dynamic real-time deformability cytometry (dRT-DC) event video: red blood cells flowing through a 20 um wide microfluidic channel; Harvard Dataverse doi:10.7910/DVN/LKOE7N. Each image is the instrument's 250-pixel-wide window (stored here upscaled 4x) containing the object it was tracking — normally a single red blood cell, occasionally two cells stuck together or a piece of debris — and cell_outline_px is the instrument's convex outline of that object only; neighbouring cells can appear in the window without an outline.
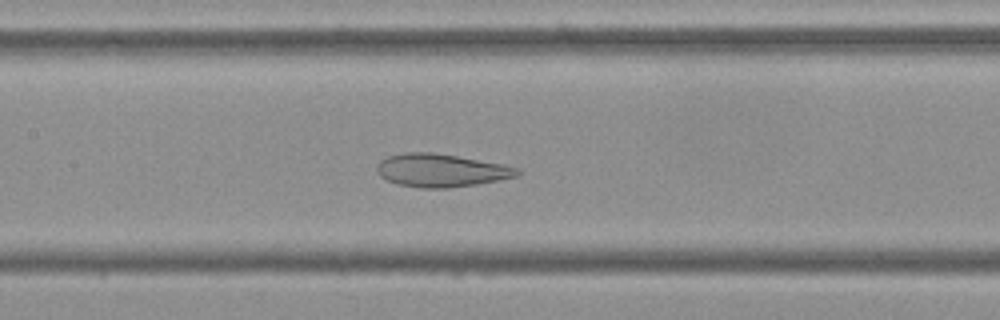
{"species": "Egyptian fruit bat (a non-hibernating species)", "species_latin": "Rousettus aegyptiacus", "temperature_condition": "cold", "stored_images_in_passage": 54, "camera_frame_rate_fps": 3000, "um_per_image_px": 0.085, "frame": {"image": 1, "passage_image": 25, "time_ms": 8.0, "image_size_px": [1000, 320], "cell_outline_px": [[520, 176], [476, 184], [448, 188], [420, 188], [396, 184], [380, 176], [376, 168], [380, 160], [388, 156], [404, 152], [432, 152], [504, 164], [520, 168]], "centroid_in_image_um": [37.5, 14.48], "position_along_channel_um": 169.9, "area_um2": 27.11}}
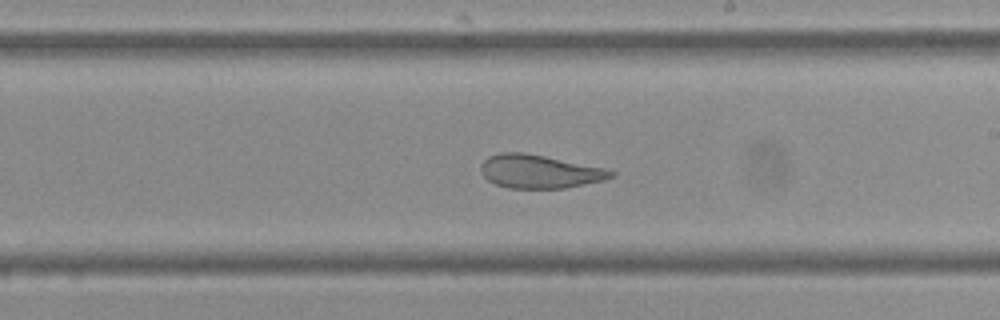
{"frame": {"image": 2, "passage_image": 31, "time_ms": 10.0, "image_size_px": [1000, 320], "cell_outline_px": [[616, 176], [604, 180], [564, 188], [508, 188], [496, 184], [488, 180], [480, 172], [480, 164], [488, 156], [500, 152], [524, 152], [604, 168], [616, 172]], "centroid_in_image_um": [45.83, 14.57], "position_along_channel_um": 243.2, "area_um2": 25.32}}
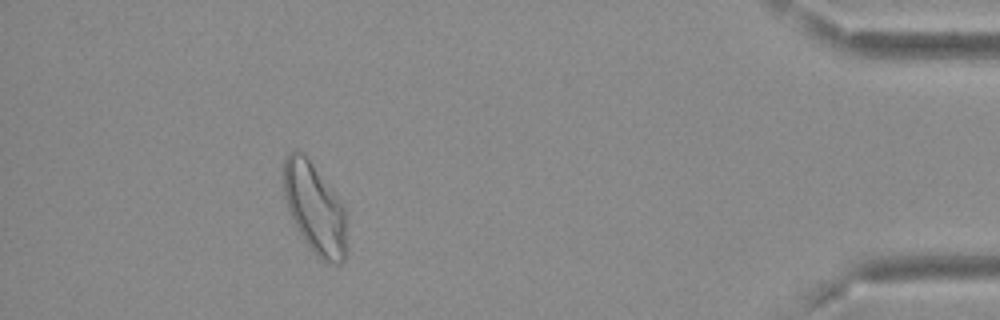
{"frame": {"image": 3, "passage_image": 49, "time_ms": 16.0, "image_size_px": [1000, 320], "cell_outline_px": [[344, 260], [340, 264], [332, 264], [320, 260], [312, 252], [296, 228], [288, 208], [284, 196], [284, 160], [288, 152], [296, 148], [308, 160], [340, 200], [344, 208]], "centroid_in_image_um": [26.71, 17.74], "position_along_channel_um": 408.5, "area_um2": 32.48}}